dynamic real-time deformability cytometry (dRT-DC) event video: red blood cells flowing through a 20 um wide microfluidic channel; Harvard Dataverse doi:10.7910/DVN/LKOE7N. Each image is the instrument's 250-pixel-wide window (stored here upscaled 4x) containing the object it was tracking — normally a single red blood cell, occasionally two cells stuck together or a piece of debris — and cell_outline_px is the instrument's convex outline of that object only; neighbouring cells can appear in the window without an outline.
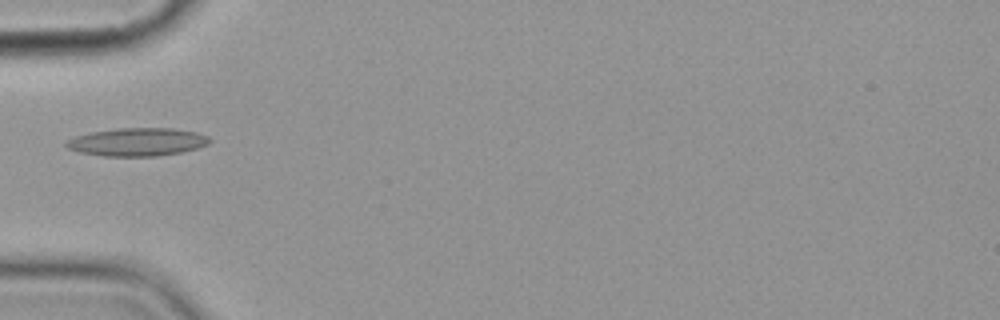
{"species": "common noctule bat (a hibernating species)", "species_latin": "Nyctalus noctula", "temperature_condition": "cold", "stored_images_in_passage": 7, "camera_frame_rate_fps": 3000, "um_per_image_px": 0.085, "animal": {"sex": "female", "body_mass_g": 19.9}, "frame": {"image": 1, "passage_image": 6, "time_ms": 6.0, "image_size_px": [1000, 320], "cell_outline_px": [[212, 140], [208, 144], [196, 148], [180, 152], [156, 156], [104, 156], [80, 152], [68, 148], [64, 144], [68, 140], [76, 136], [92, 132], [116, 128], [172, 128], [196, 132], [208, 136]], "centroid_in_image_um": [11.68, 12.06], "position_along_channel_um": 73.3, "area_um2": 23.29}}
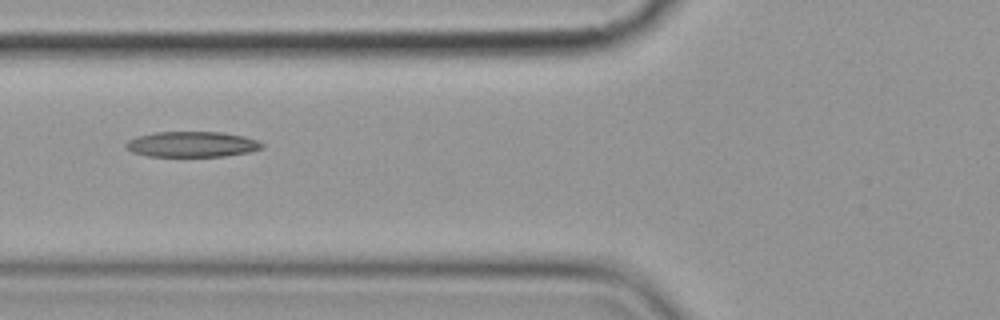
{"frame": {"image": 2, "passage_image": 7, "time_ms": 7.0, "image_size_px": [1000, 320], "cell_outline_px": [[264, 148], [248, 152], [224, 156], [148, 156], [132, 152], [124, 144], [128, 140], [136, 136], [156, 132], [224, 132], [244, 136], [256, 140], [264, 144]], "centroid_in_image_um": [16.32, 12.26], "position_along_channel_um": 109.5, "area_um2": 20.23}}